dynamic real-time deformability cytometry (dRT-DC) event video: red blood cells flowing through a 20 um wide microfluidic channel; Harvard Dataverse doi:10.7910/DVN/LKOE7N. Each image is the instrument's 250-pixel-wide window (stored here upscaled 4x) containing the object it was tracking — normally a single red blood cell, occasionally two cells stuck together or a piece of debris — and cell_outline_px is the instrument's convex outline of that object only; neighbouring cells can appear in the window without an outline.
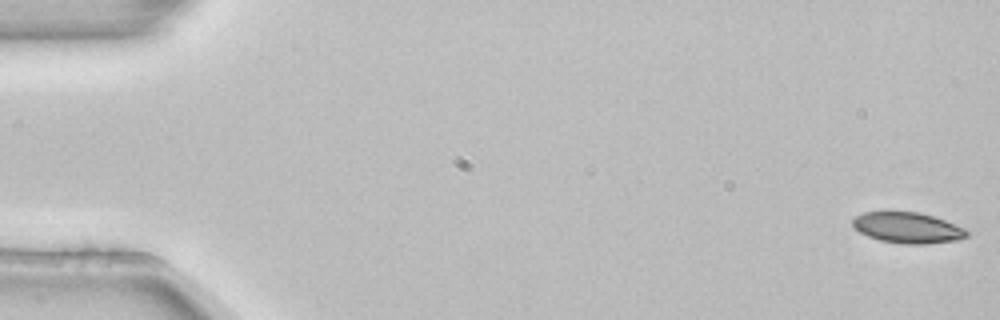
{"species": "common noctule bat (a hibernating species)", "species_latin": "Nyctalus noctula", "temperature_condition": "room temperature", "stored_images_in_passage": 5, "camera_frame_rate_fps": 3000, "um_per_image_px": 0.085, "animal": {"sex": "female", "body_mass_g": 22.7, "forearm_length_mm": 54.2}, "frame": {"image": 1, "passage_image": 1, "time_ms": 0.0, "image_size_px": [1000, 320], "cell_outline_px": [[968, 236], [956, 240], [924, 244], [904, 244], [880, 240], [868, 236], [860, 232], [852, 224], [852, 220], [856, 216], [864, 212], [920, 212], [944, 220], [964, 228], [968, 232]], "centroid_in_image_um": [77.14, 19.36], "position_along_channel_um": 7.9, "area_um2": 20.23}}
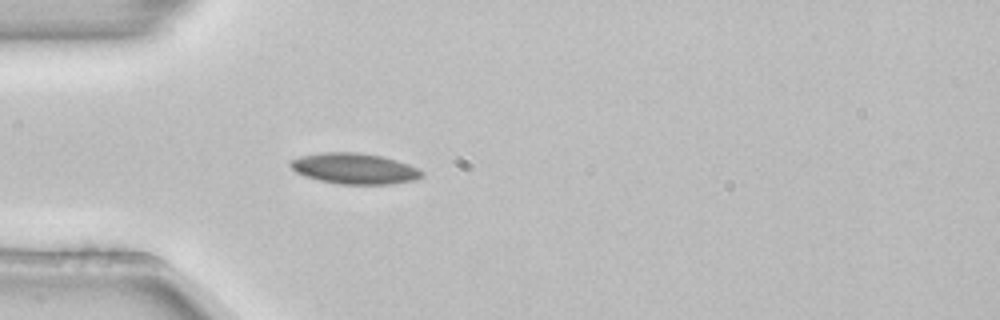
{"frame": {"image": 2, "passage_image": 5, "time_ms": 1.333, "image_size_px": [1000, 320], "cell_outline_px": [[424, 176], [416, 180], [392, 184], [340, 184], [320, 180], [304, 176], [296, 172], [288, 164], [288, 160], [300, 156], [320, 152], [356, 152], [380, 156], [396, 160], [408, 164], [424, 172]], "centroid_in_image_um": [30.11, 14.33], "position_along_channel_um": 54.9, "area_um2": 23.7}}